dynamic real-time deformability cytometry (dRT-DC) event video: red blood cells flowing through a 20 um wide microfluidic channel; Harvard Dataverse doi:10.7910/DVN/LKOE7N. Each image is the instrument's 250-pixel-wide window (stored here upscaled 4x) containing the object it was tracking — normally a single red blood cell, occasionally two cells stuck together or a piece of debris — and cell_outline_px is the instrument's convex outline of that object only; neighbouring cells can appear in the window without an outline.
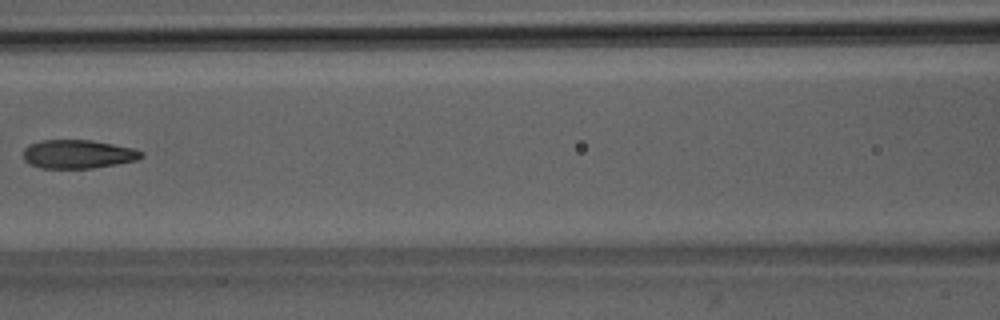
{"species": "Egyptian fruit bat (a non-hibernating species)", "species_latin": "Rousettus aegyptiacus", "temperature_condition": "room temperature", "stored_images_in_passage": 8, "camera_frame_rate_fps": 3000, "um_per_image_px": 0.085, "animal": {"sex": "male"}, "frame": {"image": 1, "passage_image": 7, "time_ms": 7.0, "image_size_px": [1000, 320], "cell_outline_px": [[144, 156], [136, 160], [116, 164], [92, 168], [40, 168], [24, 160], [24, 148], [40, 140], [92, 140], [132, 148], [144, 152]], "centroid_in_image_um": [6.64, 13.1], "position_along_channel_um": 160.0, "area_um2": 19.54}}